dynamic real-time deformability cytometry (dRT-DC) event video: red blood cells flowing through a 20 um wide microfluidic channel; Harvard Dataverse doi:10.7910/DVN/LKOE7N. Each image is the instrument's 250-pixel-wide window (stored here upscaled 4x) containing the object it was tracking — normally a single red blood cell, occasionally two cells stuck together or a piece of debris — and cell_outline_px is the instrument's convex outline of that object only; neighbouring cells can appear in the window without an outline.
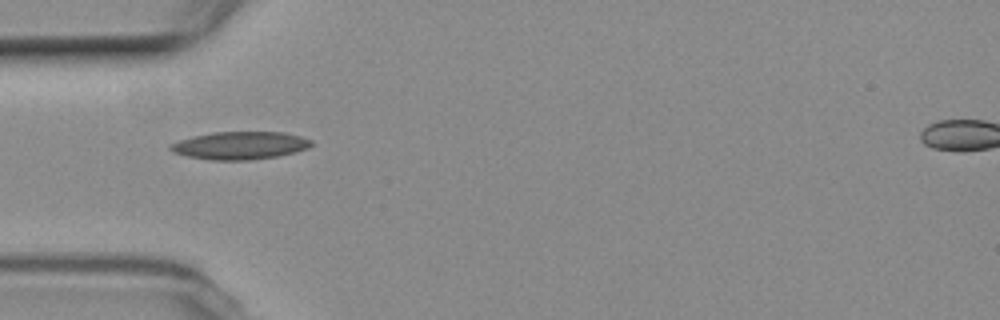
{"species": "common noctule bat (a hibernating species)", "species_latin": "Nyctalus noctula", "temperature_condition": "room temperature", "stored_images_in_passage": 6, "camera_frame_rate_fps": 3000, "um_per_image_px": 0.085, "animal": {"sex": "female", "body_mass_g": 19.3, "forearm_length_mm": 54.1}, "frame": {"image": 1, "passage_image": 5, "time_ms": 4.667, "image_size_px": [1000, 320], "cell_outline_px": [[312, 144], [308, 148], [296, 152], [276, 156], [248, 160], [208, 160], [188, 156], [172, 152], [168, 148], [168, 144], [192, 136], [212, 132], [284, 132], [300, 136], [312, 140]], "centroid_in_image_um": [20.37, 12.36], "position_along_channel_um": 64.6, "area_um2": 22.89}}
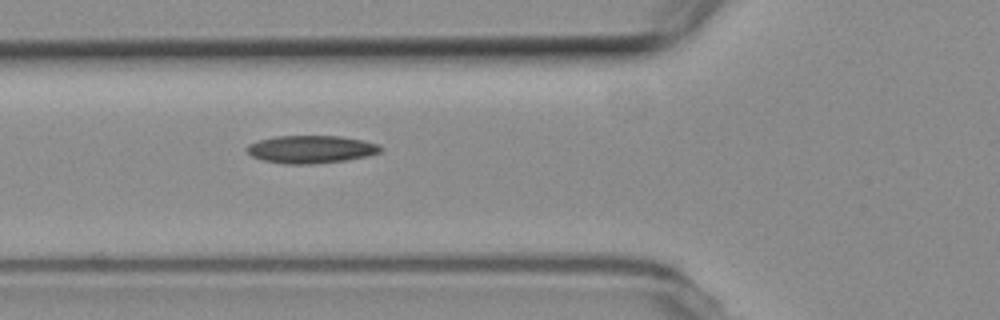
{"frame": {"image": 2, "passage_image": 6, "time_ms": 5.667, "image_size_px": [1000, 320], "cell_outline_px": [[384, 148], [380, 152], [368, 156], [348, 160], [312, 164], [284, 164], [264, 160], [252, 156], [244, 148], [248, 144], [272, 136], [340, 136], [364, 140], [380, 144]], "centroid_in_image_um": [26.47, 12.69], "position_along_channel_um": 99.3, "area_um2": 21.85}}